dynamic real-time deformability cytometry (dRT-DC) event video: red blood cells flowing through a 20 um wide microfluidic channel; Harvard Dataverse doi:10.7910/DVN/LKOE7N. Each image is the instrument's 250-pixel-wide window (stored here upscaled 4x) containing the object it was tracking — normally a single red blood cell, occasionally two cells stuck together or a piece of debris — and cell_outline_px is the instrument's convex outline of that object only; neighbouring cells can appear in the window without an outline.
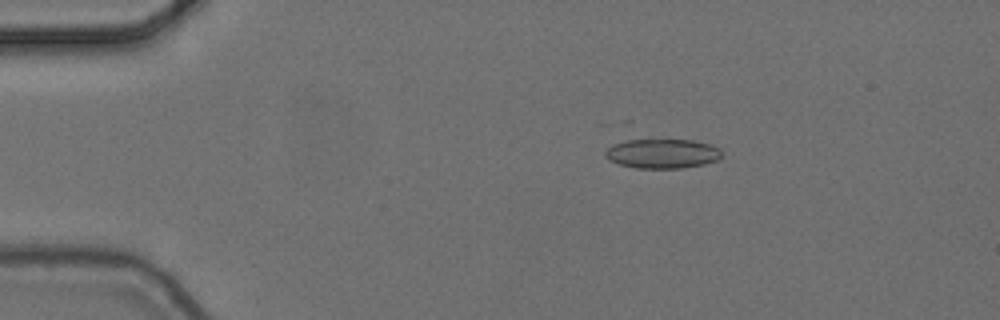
{"species": "common noctule bat (a hibernating species)", "species_latin": "Nyctalus noctula", "temperature_condition": "cold", "stored_images_in_passage": 5, "camera_frame_rate_fps": 3000, "um_per_image_px": 0.085, "animal": {"sex": "female", "body_mass_g": 24.6, "forearm_length_mm": 56.2}, "frame": {"image": 1, "passage_image": 1, "time_ms": 0.0, "image_size_px": [1000, 320], "cell_outline_px": [[720, 156], [716, 160], [704, 164], [680, 168], [636, 168], [620, 164], [608, 160], [604, 156], [604, 152], [612, 144], [620, 140], [692, 140], [708, 144], [720, 148]], "centroid_in_image_um": [56.23, 13.05], "position_along_channel_um": 28.8, "area_um2": 19.94}}
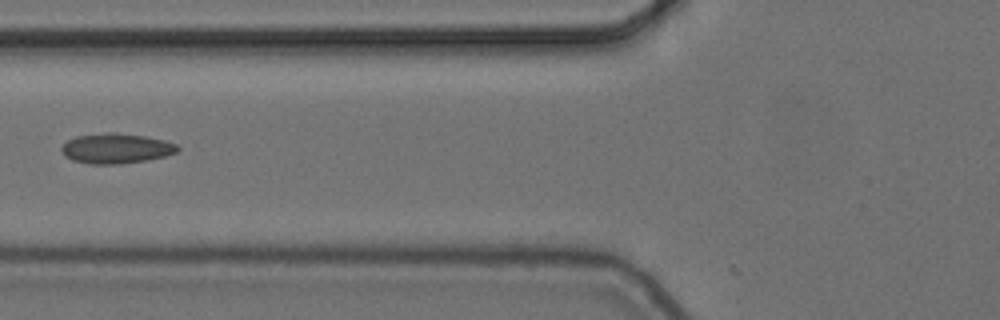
{"frame": {"image": 2, "passage_image": 4, "time_ms": 1.0, "image_size_px": [1000, 320], "cell_outline_px": [[180, 148], [176, 152], [164, 156], [148, 160], [120, 164], [92, 164], [72, 160], [64, 156], [60, 148], [68, 140], [76, 136], [108, 132], [116, 132], [144, 136], [164, 140], [176, 144]], "centroid_in_image_um": [9.86, 12.61], "position_along_channel_um": 115.9, "area_um2": 20.35}}
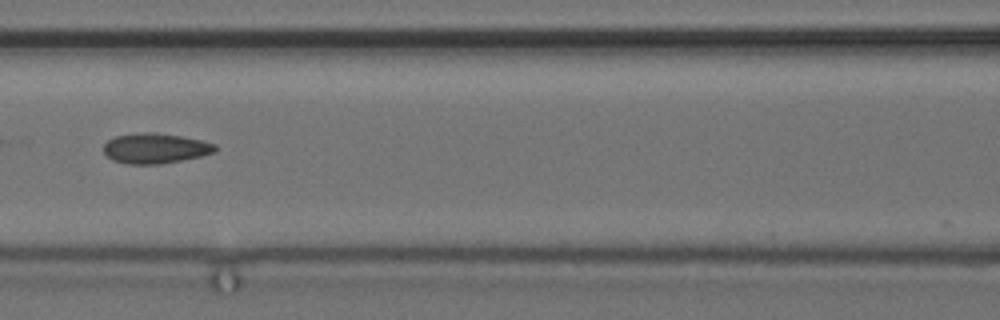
{"frame": {"image": 3, "passage_image": 5, "time_ms": 1.333, "image_size_px": [1000, 320], "cell_outline_px": [[216, 152], [200, 156], [160, 164], [128, 164], [112, 160], [104, 152], [104, 144], [108, 140], [116, 136], [144, 132], [156, 132], [180, 136], [200, 140], [216, 144]], "centroid_in_image_um": [13.19, 12.6], "position_along_channel_um": 153.4, "area_um2": 19.48}}